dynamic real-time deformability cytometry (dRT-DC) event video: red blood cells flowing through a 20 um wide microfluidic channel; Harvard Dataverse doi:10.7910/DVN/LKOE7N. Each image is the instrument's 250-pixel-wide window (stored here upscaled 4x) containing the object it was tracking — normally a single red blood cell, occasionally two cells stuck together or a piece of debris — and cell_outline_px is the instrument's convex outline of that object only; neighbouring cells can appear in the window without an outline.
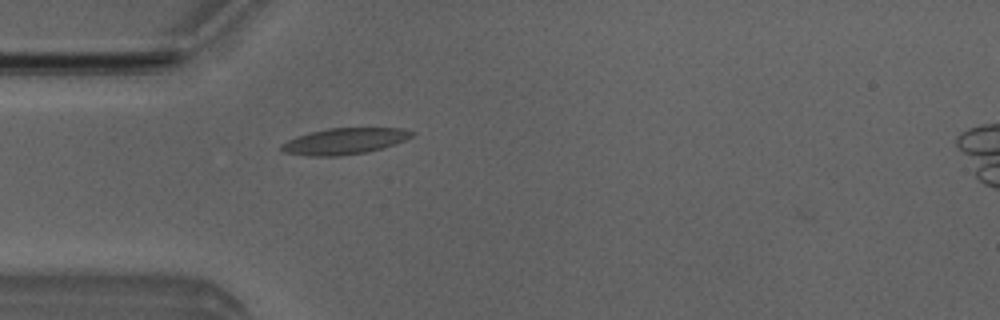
{"species": "Egyptian fruit bat (a non-hibernating species)", "species_latin": "Rousettus aegyptiacus", "temperature_condition": "room temperature", "stored_images_in_passage": 2, "camera_frame_rate_fps": 3000, "um_per_image_px": 0.085, "animal": {"sex": "male"}, "frame": {"image": 1, "passage_image": 2, "time_ms": 1.0, "image_size_px": [1000, 320], "cell_outline_px": [[416, 132], [412, 136], [404, 140], [380, 148], [364, 152], [340, 156], [308, 156], [280, 152], [280, 144], [296, 136], [328, 128], [404, 128]], "centroid_in_image_um": [29.22, 12.0], "position_along_channel_um": 55.8, "area_um2": 19.83}}